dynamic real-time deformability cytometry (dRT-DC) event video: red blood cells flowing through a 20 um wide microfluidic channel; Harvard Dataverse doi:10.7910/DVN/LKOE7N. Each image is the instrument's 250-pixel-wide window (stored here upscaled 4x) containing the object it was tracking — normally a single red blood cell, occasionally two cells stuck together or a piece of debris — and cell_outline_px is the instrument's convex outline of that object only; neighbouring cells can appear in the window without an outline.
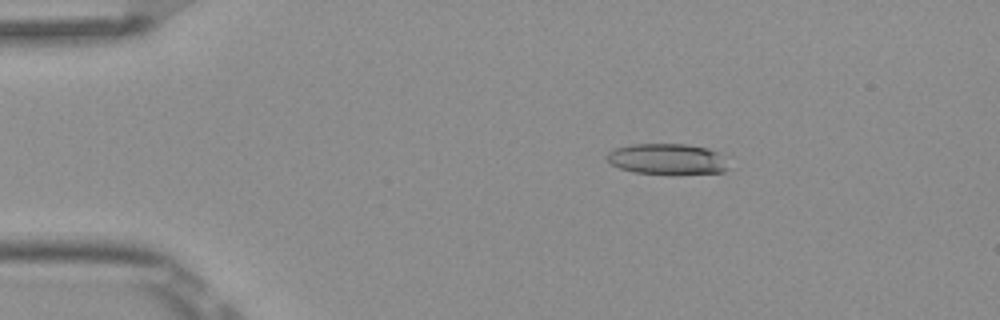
{"species": "Egyptian fruit bat (a non-hibernating species)", "species_latin": "Rousettus aegyptiacus", "temperature_condition": "room temperature", "stored_images_in_passage": 4, "camera_frame_rate_fps": 3000, "um_per_image_px": 0.085, "frame": {"image": 1, "passage_image": 3, "time_ms": 0.667, "image_size_px": [1000, 320], "cell_outline_px": [[728, 168], [724, 172], [676, 176], [632, 172], [620, 168], [604, 160], [604, 156], [608, 152], [616, 148], [632, 144], [684, 144], [708, 148], [716, 152], [720, 156]], "centroid_in_image_um": [56.66, 13.56], "position_along_channel_um": 28.3, "area_um2": 22.37}}